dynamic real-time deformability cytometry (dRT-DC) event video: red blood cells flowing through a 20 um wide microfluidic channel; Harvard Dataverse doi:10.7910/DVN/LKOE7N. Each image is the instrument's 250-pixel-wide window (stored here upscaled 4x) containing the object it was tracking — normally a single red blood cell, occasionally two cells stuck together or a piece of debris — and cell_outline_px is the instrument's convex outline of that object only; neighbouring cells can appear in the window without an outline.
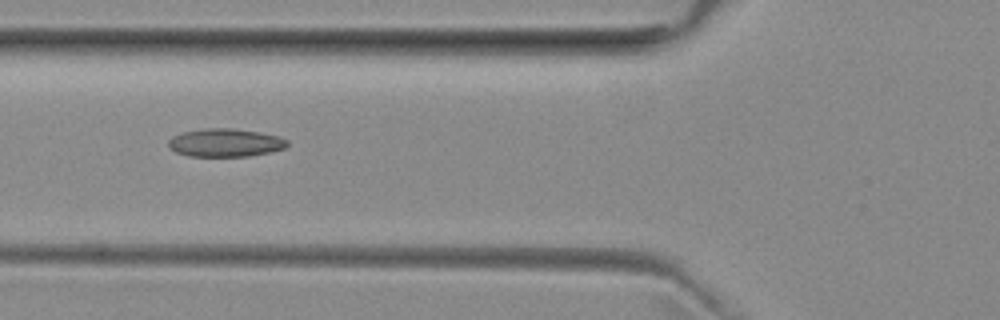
{"species": "common noctule bat (a hibernating species)", "species_latin": "Nyctalus noctula", "temperature_condition": "room temperature", "stored_images_in_passage": 37, "camera_frame_rate_fps": 3000, "um_per_image_px": 0.085, "animal": {"sex": "female", "body_mass_g": 29.2, "forearm_length_mm": 56.3}, "frame": {"image": 1, "passage_image": 6, "time_ms": 1.667, "image_size_px": [1000, 320], "cell_outline_px": [[288, 144], [284, 148], [268, 152], [248, 156], [188, 156], [176, 152], [168, 144], [168, 140], [172, 136], [184, 132], [204, 128], [232, 128], [260, 132], [280, 136], [288, 140]], "centroid_in_image_um": [19.16, 12.12], "position_along_channel_um": 106.6, "area_um2": 19.42}, "authors_computed_cell_mechanics": {"area_um2": 18.3804, "velocity_mm_per_s": 3.9893, "shape_relaxation_time_tau1_ms": null, "shape_relaxation_time_tau2_ms": 1.9956, "deformation_change_tau1": null, "deformation_change_tau2": 0.0913}}